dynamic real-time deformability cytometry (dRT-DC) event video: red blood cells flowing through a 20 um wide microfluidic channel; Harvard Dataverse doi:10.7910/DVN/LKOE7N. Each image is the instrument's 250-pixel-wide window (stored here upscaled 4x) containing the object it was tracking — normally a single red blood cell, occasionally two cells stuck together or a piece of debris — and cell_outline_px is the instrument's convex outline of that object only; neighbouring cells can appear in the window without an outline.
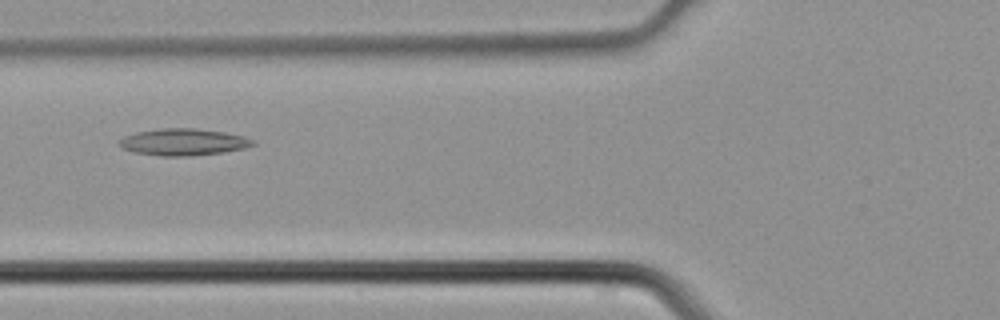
{"species": "common noctule bat (a hibernating species)", "species_latin": "Nyctalus noctula", "temperature_condition": "cold", "stored_images_in_passage": 4, "camera_frame_rate_fps": 3000, "um_per_image_px": 0.085, "animal": {"sex": "male", "body_mass_g": 21.5, "forearm_length_mm": 52.0}, "frame": {"image": 1, "passage_image": 4, "time_ms": 1.0, "image_size_px": [1000, 320], "cell_outline_px": [[256, 144], [244, 148], [224, 152], [192, 156], [160, 156], [136, 152], [124, 148], [116, 144], [124, 136], [136, 132], [164, 128], [196, 128], [224, 132], [244, 136], [256, 140]], "centroid_in_image_um": [15.62, 12.07], "position_along_channel_um": 110.2, "area_um2": 20.92}}